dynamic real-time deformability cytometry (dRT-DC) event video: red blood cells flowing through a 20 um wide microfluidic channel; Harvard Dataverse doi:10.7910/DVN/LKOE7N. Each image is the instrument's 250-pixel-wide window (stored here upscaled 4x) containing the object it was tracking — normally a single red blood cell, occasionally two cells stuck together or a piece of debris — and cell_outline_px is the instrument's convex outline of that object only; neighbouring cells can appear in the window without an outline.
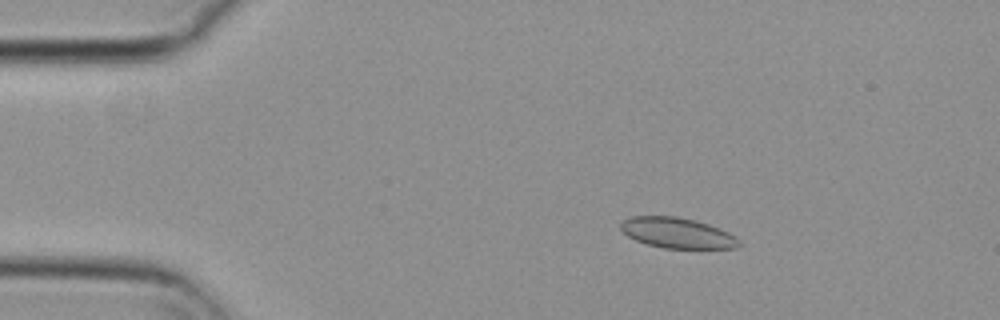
{"species": "common noctule bat (a hibernating species)", "species_latin": "Nyctalus noctula", "temperature_condition": "cold", "stored_images_in_passage": 52, "camera_frame_rate_fps": 3000, "um_per_image_px": 0.085, "animal": {"sex": "female", "body_mass_g": 29.2, "forearm_length_mm": 56.3}, "frame": {"image": 1, "passage_image": 6, "time_ms": 1.667, "image_size_px": [1000, 320], "cell_outline_px": [[740, 244], [736, 248], [664, 248], [648, 244], [636, 240], [628, 236], [620, 228], [620, 224], [624, 220], [632, 216], [676, 216], [696, 220], [720, 228], [736, 236], [740, 240]], "centroid_in_image_um": [57.59, 19.79], "position_along_channel_um": 27.4, "area_um2": 20.98}}
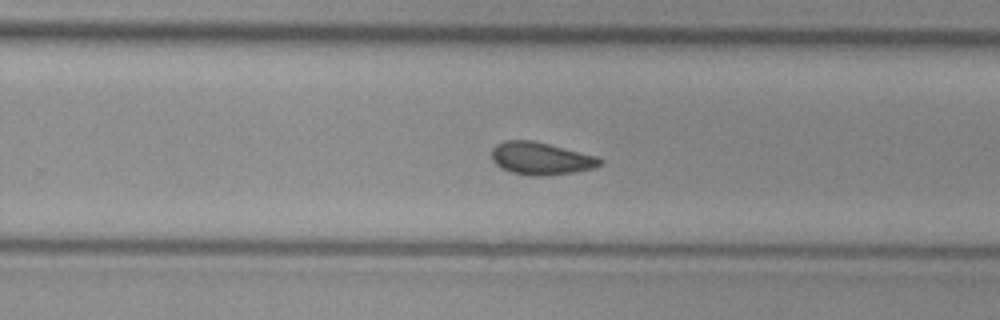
{"frame": {"image": 2, "passage_image": 32, "time_ms": 10.333, "image_size_px": [1000, 320], "cell_outline_px": [[604, 160], [600, 164], [592, 168], [572, 172], [536, 176], [528, 176], [512, 172], [500, 168], [492, 160], [492, 148], [496, 144], [504, 140], [532, 140], [596, 156]], "centroid_in_image_um": [45.92, 13.46], "position_along_channel_um": 283.9, "area_um2": 20.29}}
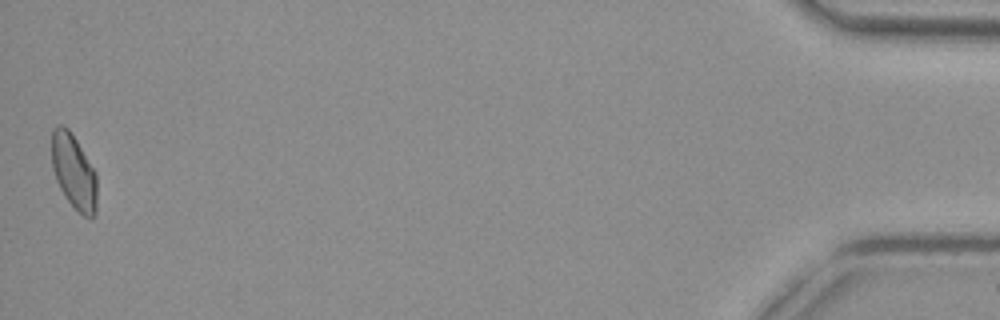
{"frame": {"image": 3, "passage_image": 52, "time_ms": 17.0, "image_size_px": [1000, 320], "cell_outline_px": [[96, 212], [92, 216], [84, 216], [64, 196], [56, 180], [52, 168], [52, 128], [60, 124], [64, 124], [68, 128], [76, 140], [96, 172]], "centroid_in_image_um": [6.25, 14.55], "position_along_channel_um": 428.9, "area_um2": 19.54}, "authors_computed_cell_mechanics": {"area_um2": 20.2878, "velocity_mm_per_s": 3.6745, "shape_relaxation_time_tau1_ms": null, "shape_relaxation_time_tau2_ms": 4.6633, "deformation_change_tau1": null, "deformation_change_tau2": 0.0873}}